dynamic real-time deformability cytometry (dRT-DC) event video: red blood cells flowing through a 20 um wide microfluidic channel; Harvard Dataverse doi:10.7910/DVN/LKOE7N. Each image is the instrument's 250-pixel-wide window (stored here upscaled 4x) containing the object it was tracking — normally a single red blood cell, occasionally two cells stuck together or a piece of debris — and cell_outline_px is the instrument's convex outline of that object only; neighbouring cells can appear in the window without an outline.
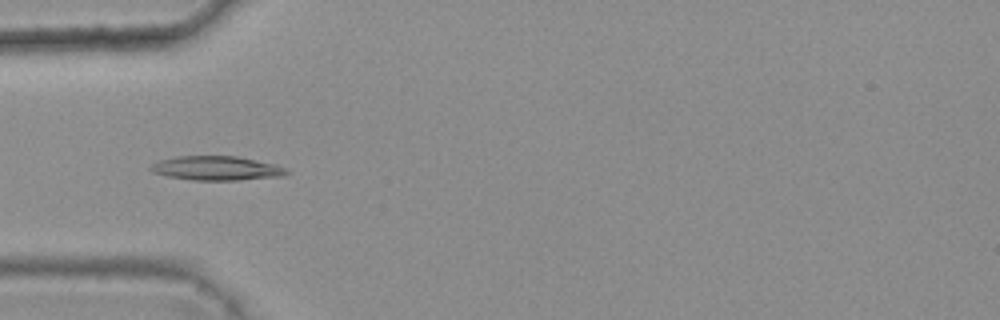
{"species": "common noctule bat (a hibernating species)", "species_latin": "Nyctalus noctula", "temperature_condition": "warm", "stored_images_in_passage": 7, "camera_frame_rate_fps": 3000, "um_per_image_px": 0.085, "animal": {"sex": "female", "body_mass_g": 25.1}, "frame": {"image": 1, "passage_image": 4, "time_ms": 1.0, "image_size_px": [1000, 320], "cell_outline_px": [[288, 172], [280, 176], [240, 180], [192, 180], [168, 176], [152, 172], [148, 168], [152, 164], [160, 160], [176, 156], [236, 156], [276, 164], [288, 168]], "centroid_in_image_um": [18.4, 14.29], "position_along_channel_um": 66.6, "area_um2": 19.13}}
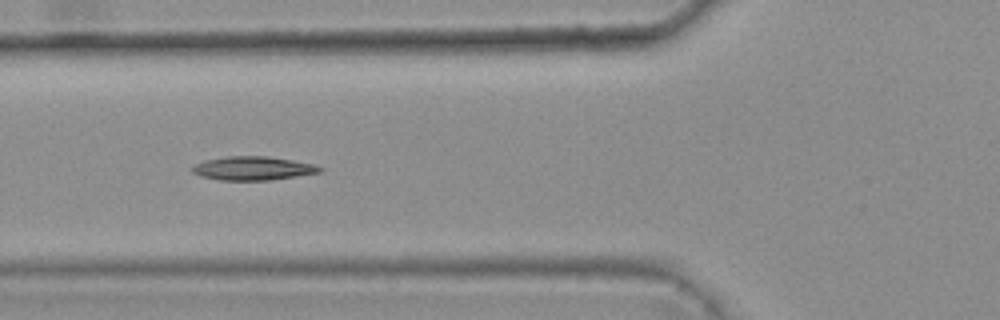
{"frame": {"image": 2, "passage_image": 5, "time_ms": 1.333, "image_size_px": [1000, 320], "cell_outline_px": [[324, 168], [320, 172], [296, 176], [268, 180], [220, 180], [200, 176], [192, 172], [192, 168], [196, 164], [204, 160], [224, 156], [268, 156], [316, 164]], "centroid_in_image_um": [21.5, 14.3], "position_along_channel_um": 104.3, "area_um2": 17.63}}
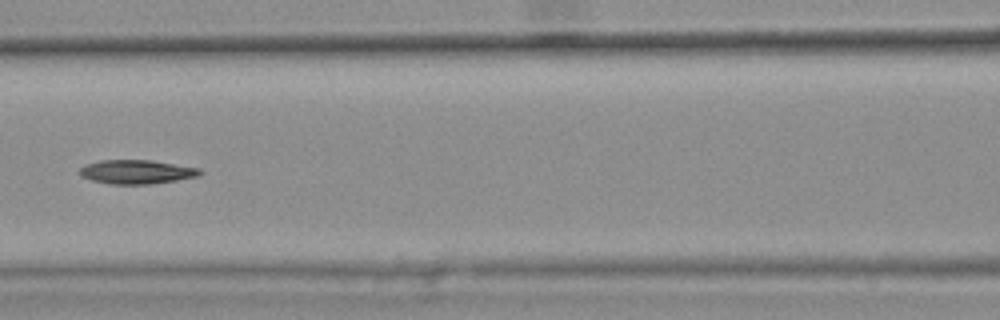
{"frame": {"image": 3, "passage_image": 6, "time_ms": 1.667, "image_size_px": [1000, 320], "cell_outline_px": [[204, 172], [200, 176], [152, 184], [108, 184], [92, 180], [80, 176], [80, 168], [84, 164], [100, 160], [152, 160], [200, 168]], "centroid_in_image_um": [11.63, 14.6], "position_along_channel_um": 155.0, "area_um2": 16.99}}